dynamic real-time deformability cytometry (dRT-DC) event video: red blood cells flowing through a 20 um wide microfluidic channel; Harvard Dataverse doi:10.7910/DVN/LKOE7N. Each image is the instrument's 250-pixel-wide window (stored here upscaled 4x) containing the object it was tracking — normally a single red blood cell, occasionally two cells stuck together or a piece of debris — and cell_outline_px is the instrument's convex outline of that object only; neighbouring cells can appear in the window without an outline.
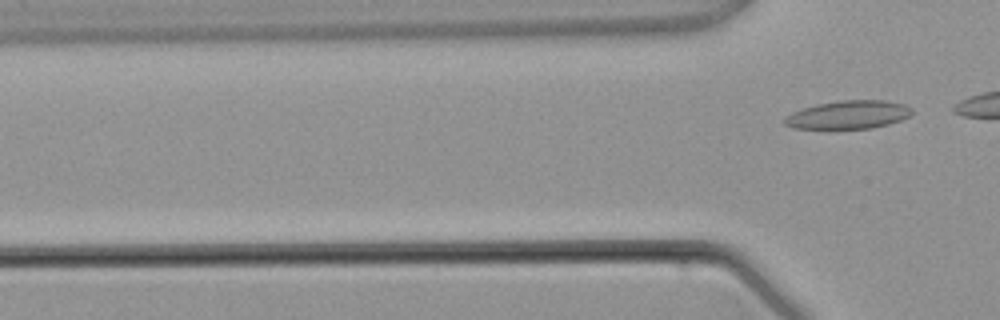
{"species": "common noctule bat (a hibernating species)", "species_latin": "Nyctalus noctula", "temperature_condition": "warm", "stored_images_in_passage": 4, "camera_frame_rate_fps": 3000, "um_per_image_px": 0.085, "animal": {"sex": "male", "body_mass_g": 21.5, "forearm_length_mm": 52.0}, "frame": {"image": 1, "passage_image": 4, "time_ms": 3.667, "image_size_px": [1000, 320], "cell_outline_px": [[912, 112], [908, 116], [900, 120], [888, 124], [872, 128], [792, 128], [784, 124], [784, 116], [792, 112], [816, 104], [840, 100], [884, 100], [904, 104], [912, 108]], "centroid_in_image_um": [72.09, 9.74], "position_along_channel_um": 53.7, "area_um2": 20.87}}